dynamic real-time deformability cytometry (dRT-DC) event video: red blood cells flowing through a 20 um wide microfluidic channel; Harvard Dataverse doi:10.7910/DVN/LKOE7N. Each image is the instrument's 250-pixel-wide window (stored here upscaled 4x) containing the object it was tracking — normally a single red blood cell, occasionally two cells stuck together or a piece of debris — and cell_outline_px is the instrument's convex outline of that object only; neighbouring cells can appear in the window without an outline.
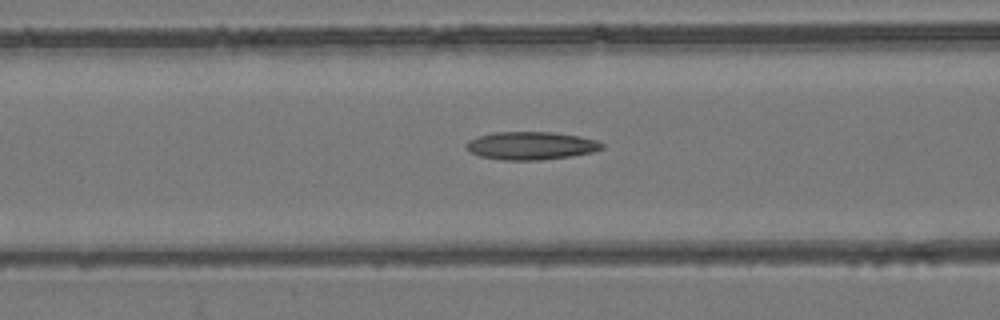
{"species": "common noctule bat (a hibernating species)", "species_latin": "Nyctalus noctula", "temperature_condition": "room temperature", "stored_images_in_passage": 54, "camera_frame_rate_fps": 3000, "um_per_image_px": 0.085, "animal": {"sex": "female", "body_mass_g": 24.6, "forearm_length_mm": 56.2}, "frame": {"image": 1, "passage_image": 22, "time_ms": 7.0, "image_size_px": [1000, 320], "cell_outline_px": [[604, 148], [592, 152], [568, 156], [540, 160], [504, 160], [480, 156], [472, 152], [464, 144], [468, 140], [476, 136], [492, 132], [552, 132], [580, 136], [596, 140], [604, 144]], "centroid_in_image_um": [45.12, 12.37], "position_along_channel_um": 121.5, "area_um2": 22.08}}
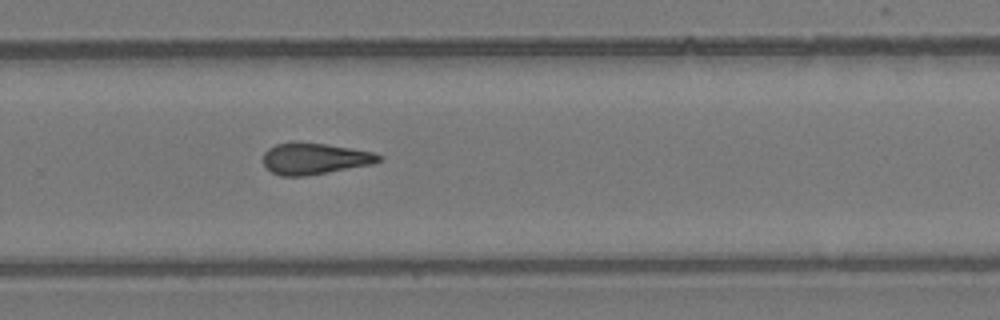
{"frame": {"image": 2, "passage_image": 36, "time_ms": 11.667, "image_size_px": [1000, 320], "cell_outline_px": [[384, 156], [380, 160], [372, 164], [304, 176], [280, 176], [272, 172], [264, 164], [264, 152], [268, 148], [276, 144], [292, 140], [296, 140], [328, 144], [372, 152]], "centroid_in_image_um": [26.71, 13.45], "position_along_channel_um": 303.1, "area_um2": 21.27}}
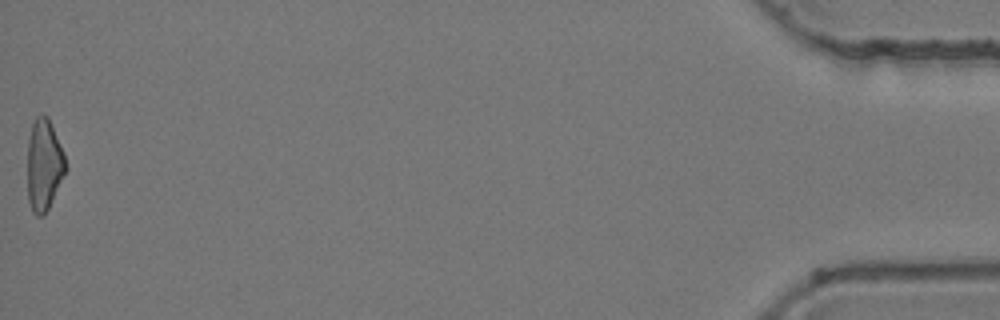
{"frame": {"image": 3, "passage_image": 54, "time_ms": 17.667, "image_size_px": [1000, 320], "cell_outline_px": [[68, 168], [44, 216], [36, 216], [32, 212], [28, 200], [28, 140], [32, 124], [36, 116], [40, 112], [48, 116], [64, 152]], "centroid_in_image_um": [3.75, 14.0], "position_along_channel_um": 431.4, "area_um2": 20.63}, "authors_computed_cell_mechanics": {"area_um2": 21.2704, "velocity_mm_per_s": 3.8941, "shape_relaxation_time_tau1_ms": null, "shape_relaxation_time_tau2_ms": 5.1217, "deformation_change_tau1": null, "deformation_change_tau2": 0.1696}}